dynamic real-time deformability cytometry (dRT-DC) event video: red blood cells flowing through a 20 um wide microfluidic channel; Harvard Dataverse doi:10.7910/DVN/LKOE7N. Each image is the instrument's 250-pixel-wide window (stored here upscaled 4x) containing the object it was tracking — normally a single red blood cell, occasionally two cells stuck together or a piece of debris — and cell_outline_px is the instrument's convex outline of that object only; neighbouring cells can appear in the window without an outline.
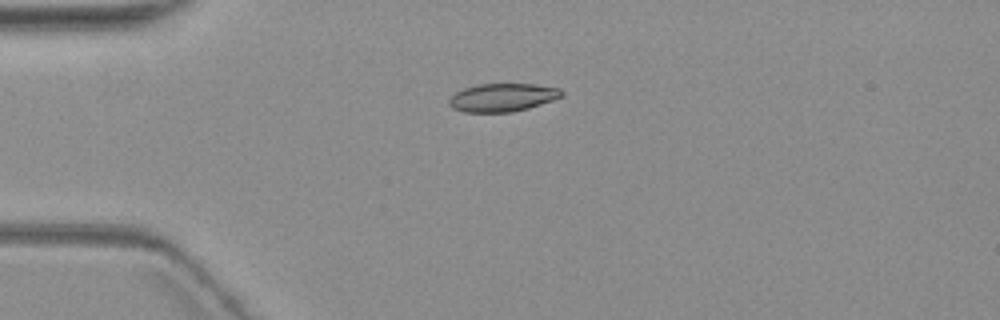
{"species": "common noctule bat (a hibernating species)", "species_latin": "Nyctalus noctula", "temperature_condition": "warm", "stored_images_in_passage": 2, "camera_frame_rate_fps": 3000, "um_per_image_px": 0.085, "animal": {"sex": "female", "body_mass_g": 19.3, "forearm_length_mm": 54.1}, "frame": {"image": 1, "passage_image": 1, "time_ms": 0.0, "image_size_px": [1000, 320], "cell_outline_px": [[564, 96], [528, 108], [512, 112], [464, 112], [452, 108], [448, 104], [448, 100], [456, 92], [464, 88], [476, 84], [532, 84], [560, 88], [564, 92]], "centroid_in_image_um": [42.71, 8.28], "position_along_channel_um": 42.3, "area_um2": 18.5}}
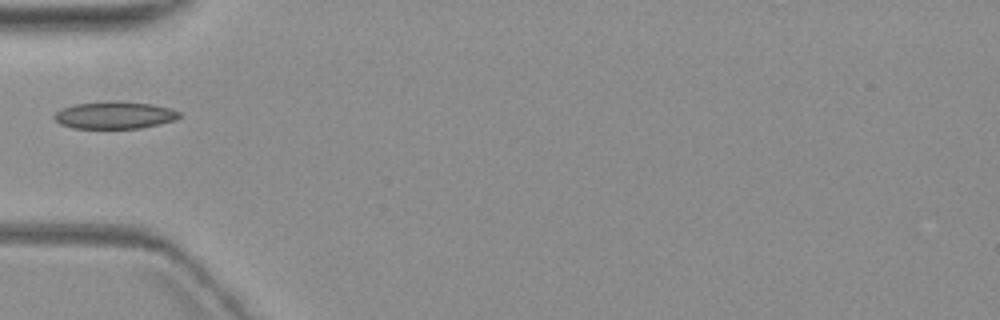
{"frame": {"image": 2, "passage_image": 2, "time_ms": 1.667, "image_size_px": [1000, 320], "cell_outline_px": [[180, 116], [172, 120], [140, 128], [72, 128], [60, 124], [52, 116], [60, 108], [76, 104], [116, 100], [152, 104], [168, 108], [180, 112]], "centroid_in_image_um": [9.68, 9.78], "position_along_channel_um": 75.3, "area_um2": 19.71}}